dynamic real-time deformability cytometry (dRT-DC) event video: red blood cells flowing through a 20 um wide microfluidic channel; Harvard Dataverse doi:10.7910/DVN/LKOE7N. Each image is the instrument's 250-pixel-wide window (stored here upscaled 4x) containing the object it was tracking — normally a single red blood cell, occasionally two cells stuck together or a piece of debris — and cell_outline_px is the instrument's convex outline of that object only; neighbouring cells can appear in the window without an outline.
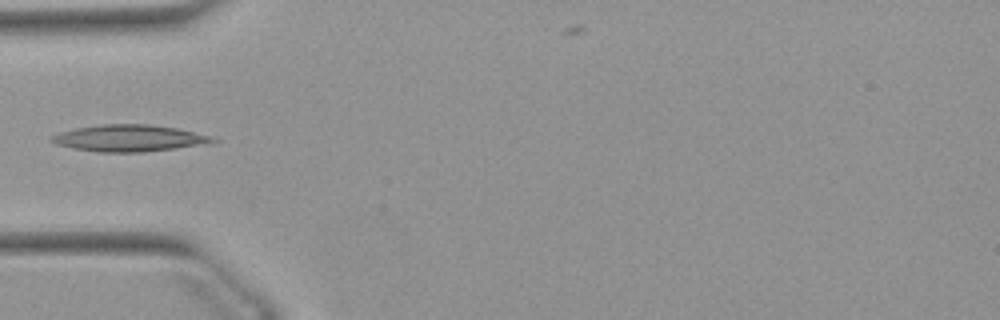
{"species": "Egyptian fruit bat (a non-hibernating species)", "species_latin": "Rousettus aegyptiacus", "temperature_condition": "warm", "stored_images_in_passage": 2, "camera_frame_rate_fps": 3000, "um_per_image_px": 0.085, "animal": {"sex": "female"}, "frame": {"image": 1, "passage_image": 1, "time_ms": 0.0, "image_size_px": [1000, 320], "cell_outline_px": [[220, 140], [212, 144], [144, 152], [100, 152], [72, 148], [56, 144], [48, 140], [52, 136], [60, 132], [76, 128], [100, 124], [148, 124], [176, 128], [208, 136]], "centroid_in_image_um": [10.99, 11.75], "position_along_channel_um": 74.0, "area_um2": 25.09}}